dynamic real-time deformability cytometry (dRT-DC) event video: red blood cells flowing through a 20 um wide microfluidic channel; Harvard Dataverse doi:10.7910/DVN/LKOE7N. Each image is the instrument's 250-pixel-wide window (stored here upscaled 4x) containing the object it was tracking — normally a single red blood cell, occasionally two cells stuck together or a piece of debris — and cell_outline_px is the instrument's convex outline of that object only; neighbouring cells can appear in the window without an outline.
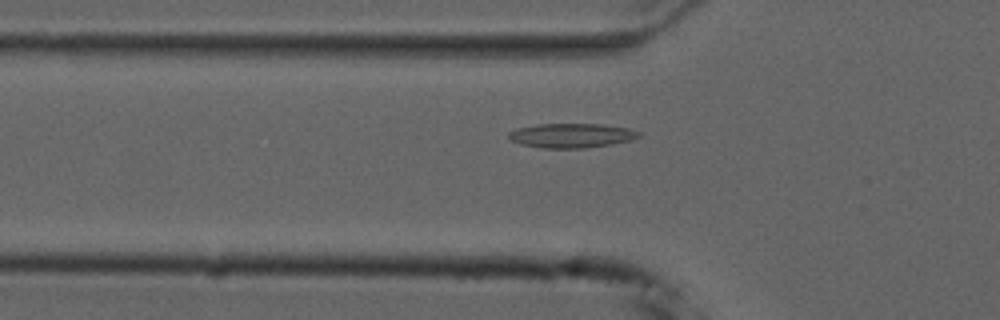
{"species": "common noctule bat (a hibernating species)", "species_latin": "Nyctalus noctula", "temperature_condition": "cold", "stored_images_in_passage": 43, "camera_frame_rate_fps": 3000, "um_per_image_px": 0.085, "animal": {"sex": "male", "forearm_length_mm": 52.5}, "frame": {"image": 1, "passage_image": 7, "time_ms": 2.0, "image_size_px": [1000, 320], "cell_outline_px": [[640, 136], [632, 140], [612, 144], [584, 148], [544, 148], [520, 144], [508, 140], [508, 132], [516, 128], [536, 124], [604, 124], [628, 128], [640, 132]], "centroid_in_image_um": [48.55, 11.52], "position_along_channel_um": 77.3, "area_um2": 18.67}}
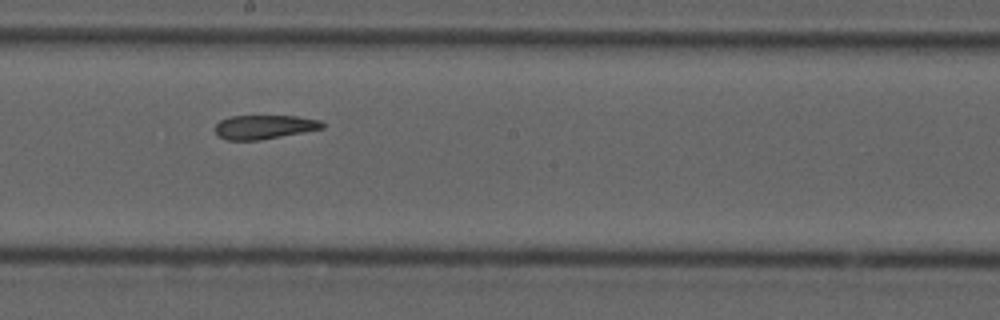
{"frame": {"image": 2, "passage_image": 19, "time_ms": 6.0, "image_size_px": [1000, 320], "cell_outline_px": [[324, 128], [304, 132], [260, 140], [228, 140], [216, 136], [212, 128], [220, 120], [232, 116], [296, 116], [320, 120], [324, 124]], "centroid_in_image_um": [22.41, 10.8], "position_along_channel_um": 225.8, "area_um2": 15.14}}
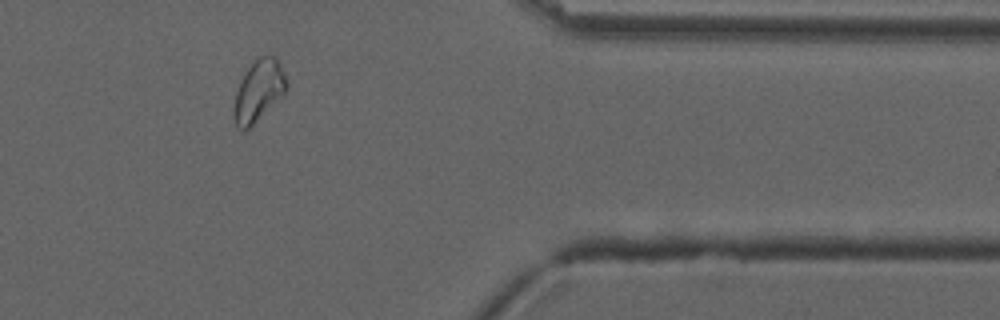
{"frame": {"image": 3, "passage_image": 34, "time_ms": 11.0, "image_size_px": [1000, 320], "cell_outline_px": [[288, 88], [248, 128], [240, 128], [236, 124], [232, 116], [232, 112], [236, 92], [240, 80], [244, 72], [260, 56], [272, 56], [276, 60], [288, 84]], "centroid_in_image_um": [21.93, 7.71], "position_along_channel_um": 389.5, "area_um2": 17.92}, "authors_computed_cell_mechanics": {"area_um2": 16.8198, "velocity_mm_per_s": 3.7033, "shape_relaxation_time_tau1_ms": null, "shape_relaxation_time_tau2_ms": 4.4166, "deformation_change_tau1": null, "deformation_change_tau2": 0.105}}